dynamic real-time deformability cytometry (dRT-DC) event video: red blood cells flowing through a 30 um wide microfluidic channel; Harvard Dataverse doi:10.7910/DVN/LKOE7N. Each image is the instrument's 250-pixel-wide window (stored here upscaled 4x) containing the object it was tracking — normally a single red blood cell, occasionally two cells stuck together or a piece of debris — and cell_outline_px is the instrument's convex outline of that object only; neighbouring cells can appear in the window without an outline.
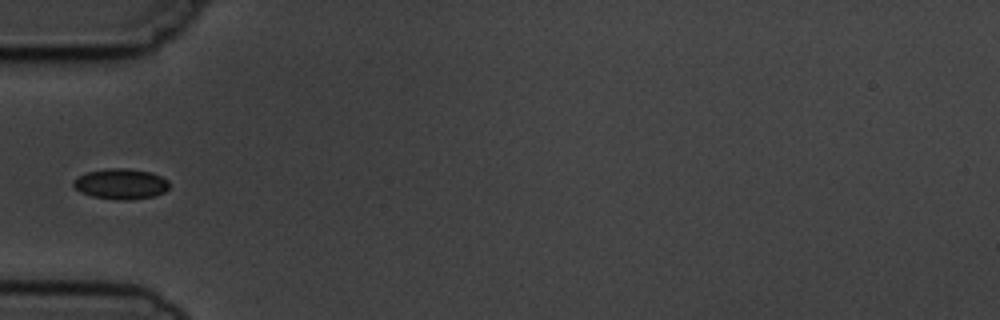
{"species": "common noctule bat (a hibernating species)", "species_latin": "Nyctalus noctula", "temperature_condition": "cold", "stored_images_in_passage": 6, "camera_frame_rate_fps": 3000, "um_per_image_px": 0.085, "animal": {"sex": "male", "body_mass_g": 19.5, "forearm_length_mm": 54.6}, "frame": {"image": 1, "passage_image": 6, "time_ms": 5.667, "image_size_px": [1000, 320], "cell_outline_px": [[168, 188], [164, 192], [152, 196], [132, 200], [120, 200], [92, 196], [80, 192], [72, 184], [72, 180], [88, 172], [104, 168], [128, 168], [152, 172], [168, 180]], "centroid_in_image_um": [10.27, 15.62], "position_along_channel_um": 74.7, "area_um2": 17.05}}